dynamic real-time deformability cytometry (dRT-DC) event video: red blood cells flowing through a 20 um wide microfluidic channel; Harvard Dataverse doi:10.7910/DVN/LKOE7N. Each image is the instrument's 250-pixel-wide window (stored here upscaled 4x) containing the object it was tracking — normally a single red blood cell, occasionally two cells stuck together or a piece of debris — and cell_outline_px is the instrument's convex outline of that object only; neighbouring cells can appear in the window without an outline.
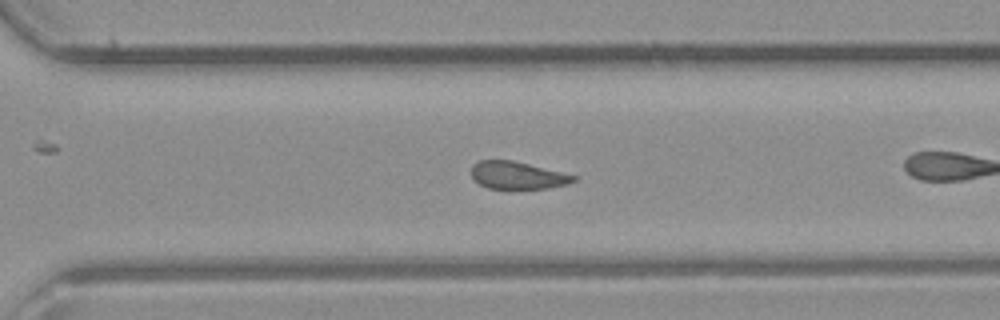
{"species": "common noctule bat (a hibernating species)", "species_latin": "Nyctalus noctula", "temperature_condition": "room temperature", "stored_images_in_passage": 31, "camera_frame_rate_fps": 3000, "um_per_image_px": 0.085, "animal": {"sex": "male", "body_mass_g": 23.1, "forearm_length_mm": 52.7}, "frame": {"image": 1, "passage_image": 27, "time_ms": 8.667, "image_size_px": [1000, 320], "cell_outline_px": [[576, 180], [568, 184], [548, 188], [488, 188], [480, 184], [472, 176], [472, 164], [480, 160], [512, 160], [576, 176]], "centroid_in_image_um": [43.97, 14.9], "position_along_channel_um": 326.6, "area_um2": 16.01}}